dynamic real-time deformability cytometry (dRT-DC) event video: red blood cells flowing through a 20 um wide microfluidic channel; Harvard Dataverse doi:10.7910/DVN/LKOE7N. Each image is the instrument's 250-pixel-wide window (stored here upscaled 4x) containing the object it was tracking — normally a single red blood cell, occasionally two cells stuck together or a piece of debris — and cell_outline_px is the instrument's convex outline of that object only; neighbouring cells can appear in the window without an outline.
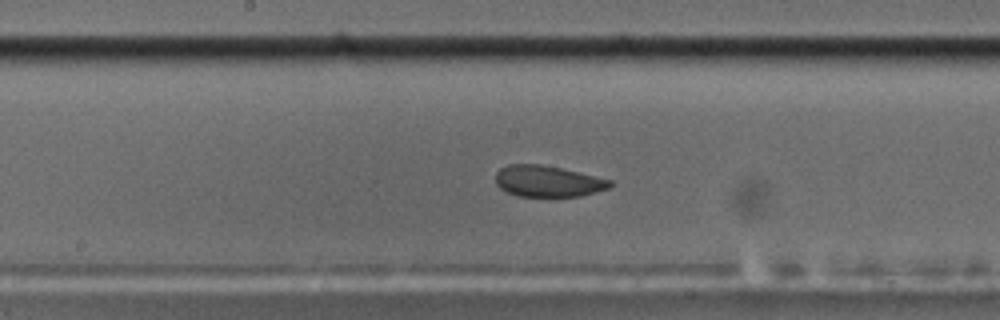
{"species": "common noctule bat (a hibernating species)", "species_latin": "Nyctalus noctula", "temperature_condition": "cold", "stored_images_in_passage": 46, "camera_frame_rate_fps": 3000, "um_per_image_px": 0.085, "animal": {"sex": "male", "body_mass_g": 17.5, "forearm_length_mm": 52.3}, "frame": {"image": 1, "passage_image": 19, "time_ms": 6.0, "image_size_px": [1000, 320], "cell_outline_px": [[612, 184], [608, 188], [596, 192], [580, 196], [516, 196], [500, 188], [496, 184], [496, 172], [500, 168], [508, 164], [540, 164], [560, 168], [612, 180]], "centroid_in_image_um": [46.53, 15.4], "position_along_channel_um": 201.7, "area_um2": 20.69}}
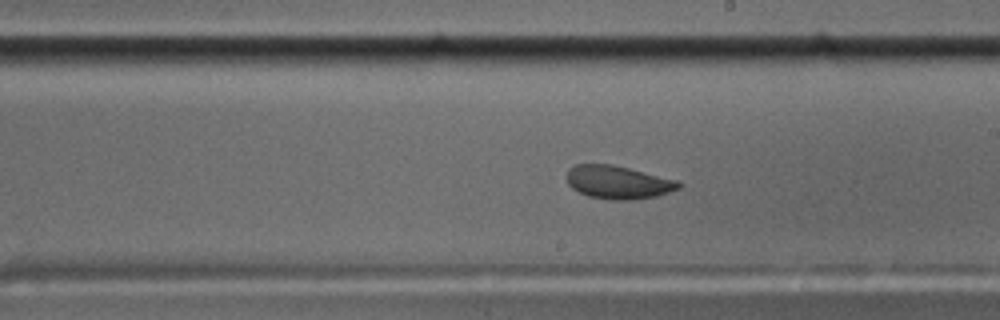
{"frame": {"image": 2, "passage_image": 22, "time_ms": 7.0, "image_size_px": [1000, 320], "cell_outline_px": [[680, 188], [656, 196], [636, 200], [612, 200], [588, 196], [572, 188], [568, 184], [564, 176], [568, 168], [576, 164], [612, 164], [676, 180], [680, 184]], "centroid_in_image_um": [52.47, 15.49], "position_along_channel_um": 236.5, "area_um2": 21.68}}
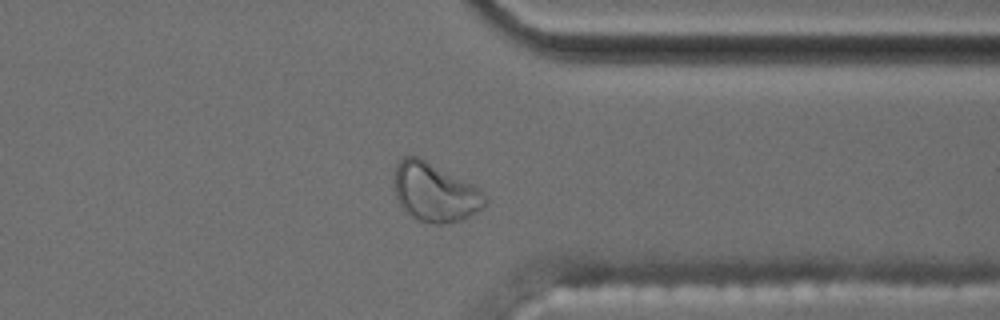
{"frame": {"image": 3, "passage_image": 34, "time_ms": 11.0, "image_size_px": [1000, 320], "cell_outline_px": [[488, 200], [480, 208], [468, 216], [460, 220], [444, 224], [436, 224], [420, 220], [412, 216], [400, 204], [396, 196], [396, 164], [400, 156], [416, 156], [480, 188]], "centroid_in_image_um": [36.96, 16.34], "position_along_channel_um": 374.4, "area_um2": 30.23}, "authors_computed_cell_mechanics": {"area_um2": 22.7154, "velocity_mm_per_s": 3.5064, "shape_relaxation_time_tau1_ms": 7.319, "shape_relaxation_time_tau2_ms": 1.1836, "deformation_change_tau1": 0.1383, "deformation_change_tau2": 0.0492}}